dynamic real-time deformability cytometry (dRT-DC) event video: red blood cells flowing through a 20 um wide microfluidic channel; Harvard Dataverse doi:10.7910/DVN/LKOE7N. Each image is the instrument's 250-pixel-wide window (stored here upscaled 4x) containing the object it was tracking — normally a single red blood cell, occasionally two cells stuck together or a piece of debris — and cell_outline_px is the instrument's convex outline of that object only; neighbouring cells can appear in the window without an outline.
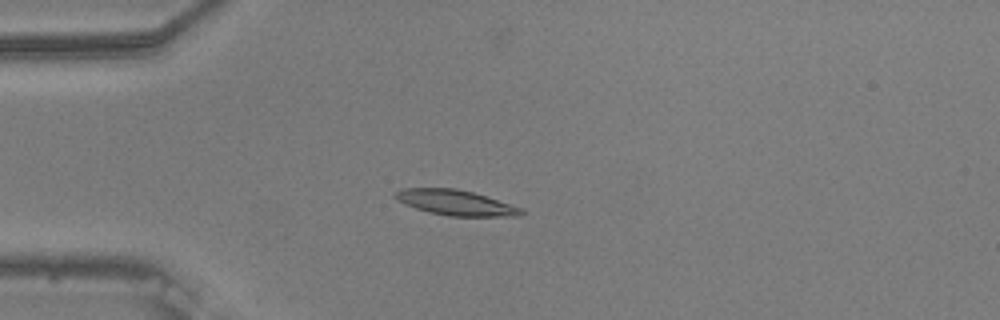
{"species": "common noctule bat (a hibernating species)", "species_latin": "Nyctalus noctula", "temperature_condition": "warm", "stored_images_in_passage": 4, "camera_frame_rate_fps": 3000, "um_per_image_px": 0.085, "animal": {"sex": "male", "body_mass_g": 20.5, "forearm_length_mm": 52.5}, "frame": {"image": 1, "passage_image": 2, "time_ms": 0.333, "image_size_px": [1000, 320], "cell_outline_px": [[528, 212], [520, 216], [448, 216], [428, 212], [404, 204], [396, 200], [392, 196], [400, 188], [456, 188], [472, 192], [524, 208]], "centroid_in_image_um": [38.74, 17.23], "position_along_channel_um": 46.3, "area_um2": 18.79}}